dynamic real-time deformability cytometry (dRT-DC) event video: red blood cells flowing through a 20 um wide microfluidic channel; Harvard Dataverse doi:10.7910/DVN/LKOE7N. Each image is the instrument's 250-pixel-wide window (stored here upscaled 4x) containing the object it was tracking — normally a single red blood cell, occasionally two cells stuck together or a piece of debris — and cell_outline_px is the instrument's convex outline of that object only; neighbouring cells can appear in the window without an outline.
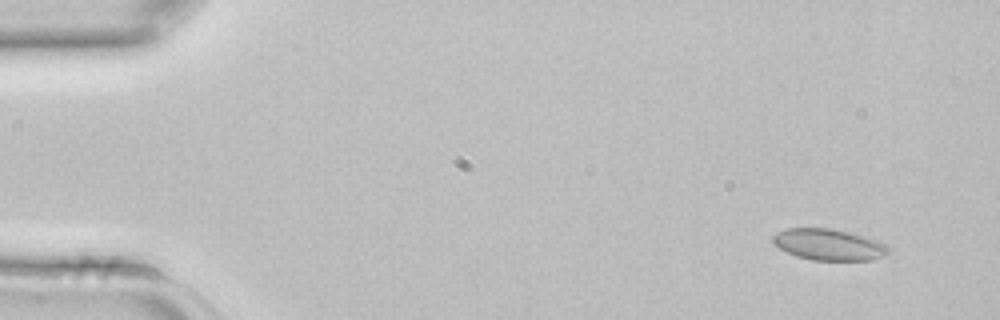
{"species": "common noctule bat (a hibernating species)", "species_latin": "Nyctalus noctula", "temperature_condition": "room temperature", "stored_images_in_passage": 3, "camera_frame_rate_fps": 3000, "um_per_image_px": 0.085, "animal": {"sex": "female", "body_mass_g": 22.7, "forearm_length_mm": 54.2}, "frame": {"image": 1, "passage_image": 1, "time_ms": 0.0, "image_size_px": [1000, 320], "cell_outline_px": [[888, 252], [884, 256], [872, 260], [812, 260], [796, 256], [772, 244], [772, 236], [776, 232], [784, 228], [832, 228], [864, 236], [876, 240], [884, 244], [888, 248]], "centroid_in_image_um": [70.39, 20.78], "position_along_channel_um": 14.6, "area_um2": 21.1}}
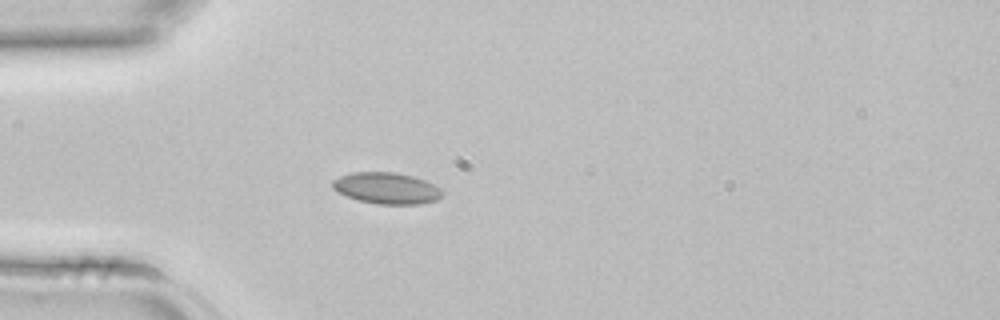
{"frame": {"image": 2, "passage_image": 3, "time_ms": 0.667, "image_size_px": [1000, 320], "cell_outline_px": [[444, 196], [436, 200], [420, 204], [376, 204], [360, 200], [348, 196], [332, 188], [332, 180], [340, 176], [352, 172], [392, 172], [412, 176], [424, 180], [440, 188], [444, 192]], "centroid_in_image_um": [32.88, 16.0], "position_along_channel_um": 52.1, "area_um2": 19.94}}